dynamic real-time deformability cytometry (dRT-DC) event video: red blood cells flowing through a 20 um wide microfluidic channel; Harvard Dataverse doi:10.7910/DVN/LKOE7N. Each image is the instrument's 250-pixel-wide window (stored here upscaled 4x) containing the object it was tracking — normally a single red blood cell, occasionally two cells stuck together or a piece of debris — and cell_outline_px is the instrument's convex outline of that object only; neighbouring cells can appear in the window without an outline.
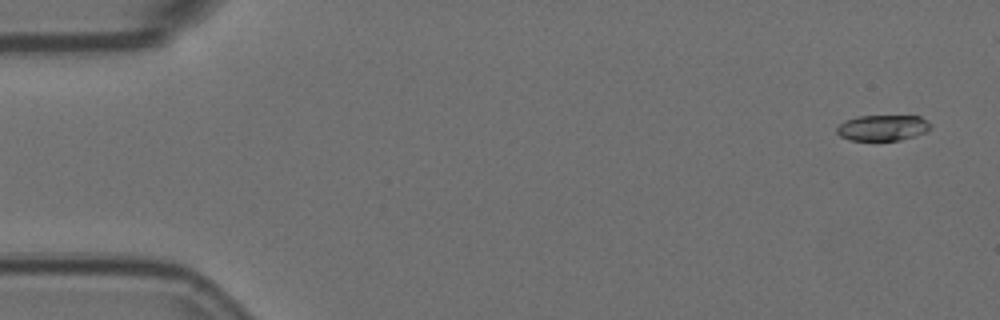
{"species": "Egyptian fruit bat (a non-hibernating species)", "species_latin": "Rousettus aegyptiacus", "temperature_condition": "room temperature", "stored_images_in_passage": 15, "camera_frame_rate_fps": 3000, "um_per_image_px": 0.085, "animal": {"sex": "female"}, "frame": {"image": 1, "passage_image": 1, "time_ms": 0.0, "image_size_px": [1000, 320], "cell_outline_px": [[932, 128], [924, 132], [900, 140], [852, 140], [840, 136], [836, 132], [836, 128], [844, 120], [860, 116], [920, 116], [932, 124]], "centroid_in_image_um": [75.02, 10.85], "position_along_channel_um": 10.0, "area_um2": 13.99}}
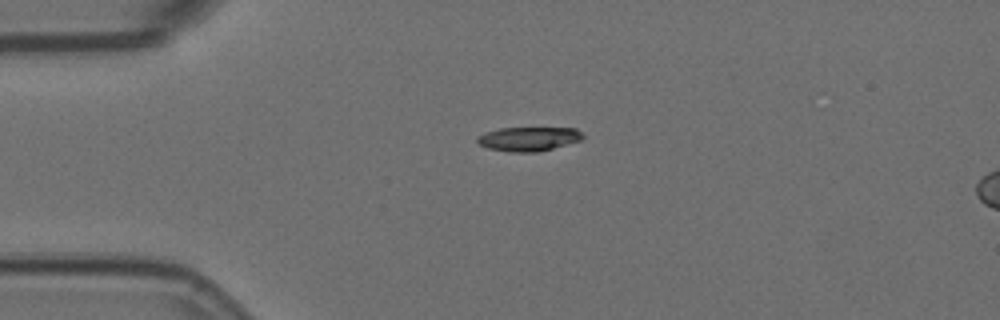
{"frame": {"image": 2, "passage_image": 12, "time_ms": 3.667, "image_size_px": [1000, 320], "cell_outline_px": [[584, 136], [580, 140], [552, 148], [536, 152], [508, 152], [488, 148], [480, 144], [476, 140], [476, 136], [484, 132], [500, 128], [576, 128]], "centroid_in_image_um": [44.87, 11.8], "position_along_channel_um": 40.1, "area_um2": 14.74}}